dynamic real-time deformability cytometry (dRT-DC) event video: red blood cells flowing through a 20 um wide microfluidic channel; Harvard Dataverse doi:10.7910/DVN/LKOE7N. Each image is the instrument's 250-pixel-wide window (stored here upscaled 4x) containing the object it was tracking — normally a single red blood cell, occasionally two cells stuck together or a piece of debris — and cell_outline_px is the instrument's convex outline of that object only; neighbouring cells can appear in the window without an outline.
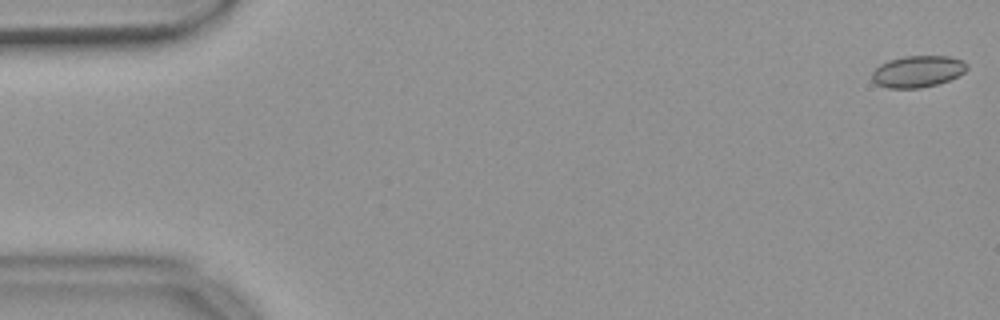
{"species": "common noctule bat (a hibernating species)", "species_latin": "Nyctalus noctula", "temperature_condition": "warm", "stored_images_in_passage": 55, "camera_frame_rate_fps": 3000, "um_per_image_px": 0.085, "animal": {"sex": "female", "body_mass_g": 18.4}, "frame": {"image": 1, "passage_image": 1, "time_ms": 0.0, "image_size_px": [1000, 320], "cell_outline_px": [[968, 68], [964, 72], [948, 80], [936, 84], [920, 88], [888, 88], [876, 84], [872, 80], [872, 72], [880, 64], [888, 60], [904, 56], [948, 56], [964, 60], [968, 64]], "centroid_in_image_um": [78.0, 6.06], "position_along_channel_um": 7.0, "area_um2": 17.51}}
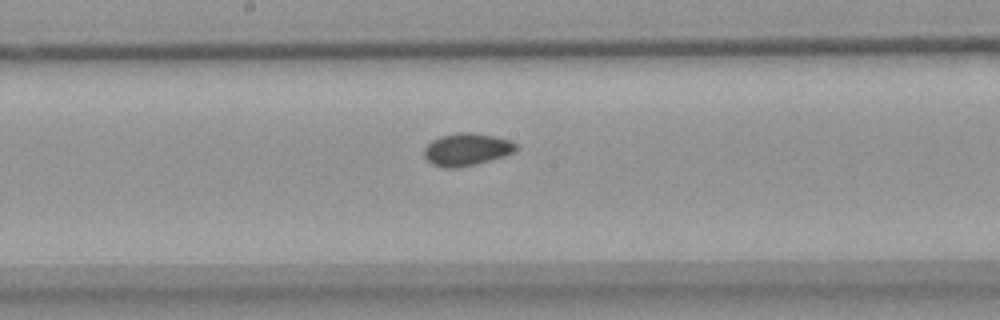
{"frame": {"image": 2, "passage_image": 29, "time_ms": 9.333, "image_size_px": [1000, 320], "cell_outline_px": [[520, 148], [516, 152], [504, 156], [476, 164], [456, 168], [444, 168], [432, 164], [424, 156], [424, 148], [432, 140], [440, 136], [456, 132], [472, 132], [496, 136], [512, 140]], "centroid_in_image_um": [39.71, 12.69], "position_along_channel_um": 208.5, "area_um2": 17.69}}
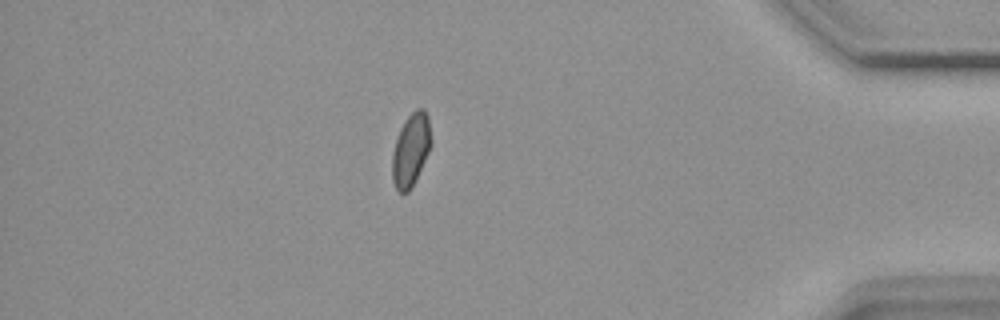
{"frame": {"image": 3, "passage_image": 48, "time_ms": 15.667, "image_size_px": [1000, 320], "cell_outline_px": [[432, 144], [408, 192], [400, 192], [396, 188], [392, 180], [392, 152], [400, 128], [404, 120], [416, 108], [424, 108], [428, 116], [432, 140]], "centroid_in_image_um": [34.92, 12.67], "position_along_channel_um": 400.3, "area_um2": 16.3}, "authors_computed_cell_mechanics": {"area_um2": 17.1088, "velocity_mm_per_s": 3.6696, "shape_relaxation_time_tau1_ms": null, "shape_relaxation_time_tau2_ms": 3.3515, "deformation_change_tau1": null, "deformation_change_tau2": 0.0614}}